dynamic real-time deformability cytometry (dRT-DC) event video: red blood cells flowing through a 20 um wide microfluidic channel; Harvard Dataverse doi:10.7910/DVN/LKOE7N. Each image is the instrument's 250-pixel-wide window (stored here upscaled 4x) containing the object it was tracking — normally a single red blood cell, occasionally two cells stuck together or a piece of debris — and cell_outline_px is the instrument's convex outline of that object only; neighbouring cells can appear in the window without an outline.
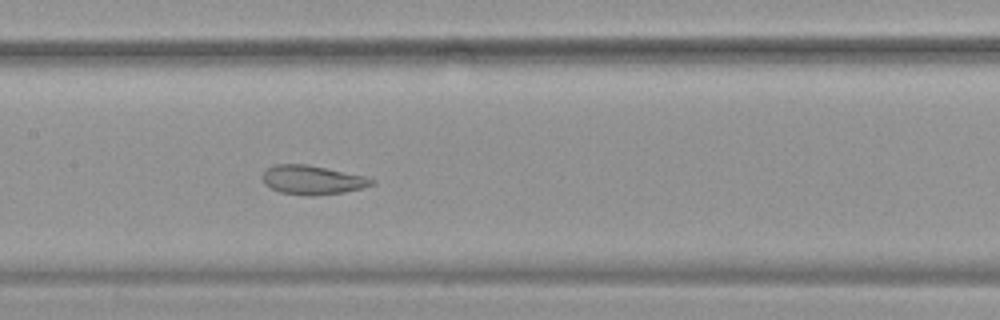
{"species": "common noctule bat (a hibernating species)", "species_latin": "Nyctalus noctula", "temperature_condition": "warm", "stored_images_in_passage": 54, "camera_frame_rate_fps": 3000, "um_per_image_px": 0.085, "animal": {"sex": "female", "body_mass_g": 19.9}, "frame": {"image": 1, "passage_image": 27, "time_ms": 8.667, "image_size_px": [1000, 320], "cell_outline_px": [[376, 184], [344, 192], [312, 196], [308, 196], [280, 192], [264, 184], [260, 176], [264, 168], [276, 164], [308, 164], [364, 176], [376, 180]], "centroid_in_image_um": [26.5, 15.28], "position_along_channel_um": 180.9, "area_um2": 18.67}}
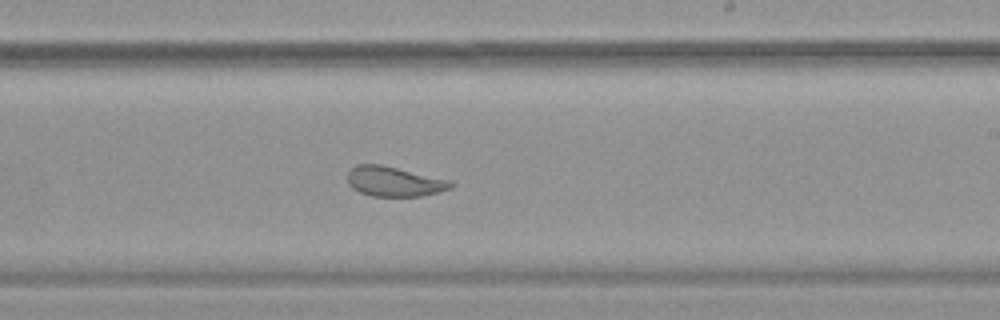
{"frame": {"image": 2, "passage_image": 33, "time_ms": 10.667, "image_size_px": [1000, 320], "cell_outline_px": [[456, 184], [452, 188], [440, 192], [420, 196], [372, 196], [360, 192], [352, 188], [348, 184], [348, 172], [356, 164], [380, 164], [448, 180]], "centroid_in_image_um": [33.5, 15.43], "position_along_channel_um": 255.5, "area_um2": 17.86}}
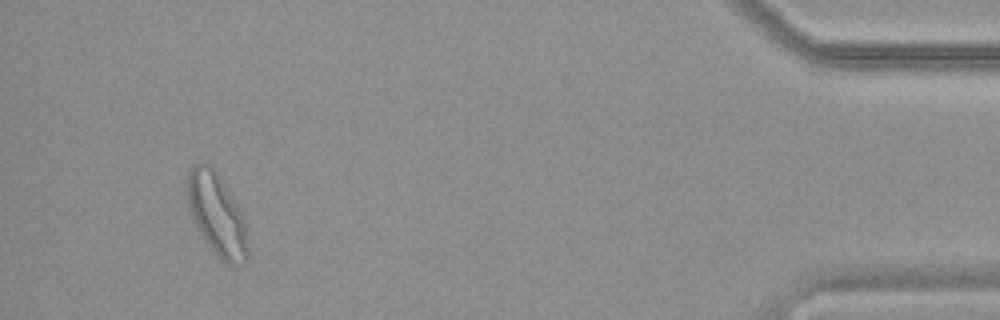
{"frame": {"image": 3, "passage_image": 51, "time_ms": 16.667, "image_size_px": [1000, 320], "cell_outline_px": [[248, 256], [244, 264], [228, 264], [220, 260], [200, 236], [188, 208], [184, 188], [188, 172], [192, 164], [212, 164], [216, 168], [240, 212], [244, 220], [248, 248]], "centroid_in_image_um": [18.37, 18.21], "position_along_channel_um": 416.8, "area_um2": 29.48}, "authors_computed_cell_mechanics": {"area_um2": 24.5939, "velocity_mm_per_s": 3.7568, "shape_relaxation_time_tau1_ms": null, "shape_relaxation_time_tau2_ms": 1.3959, "deformation_change_tau1": null, "deformation_change_tau2": 0.0704}}